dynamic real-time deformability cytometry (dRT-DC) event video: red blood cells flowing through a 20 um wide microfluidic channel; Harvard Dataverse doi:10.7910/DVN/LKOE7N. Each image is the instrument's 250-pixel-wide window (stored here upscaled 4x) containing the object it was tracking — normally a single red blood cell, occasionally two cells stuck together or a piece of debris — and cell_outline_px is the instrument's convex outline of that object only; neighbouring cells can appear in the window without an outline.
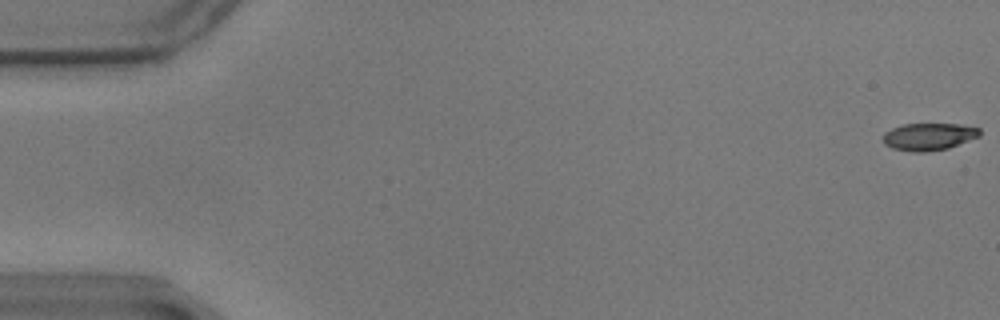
{"species": "common noctule bat (a hibernating species)", "species_latin": "Nyctalus noctula", "temperature_condition": "warm", "stored_images_in_passage": 59, "camera_frame_rate_fps": 3000, "um_per_image_px": 0.085, "animal": {"sex": "male", "body_mass_g": 17.9}, "frame": {"image": 1, "passage_image": 1, "time_ms": 0.0, "image_size_px": [1000, 320], "cell_outline_px": [[980, 136], [948, 148], [924, 152], [912, 152], [892, 148], [884, 144], [884, 132], [892, 128], [904, 124], [960, 124], [980, 128]], "centroid_in_image_um": [78.95, 11.61], "position_along_channel_um": 6.1, "area_um2": 15.32}}
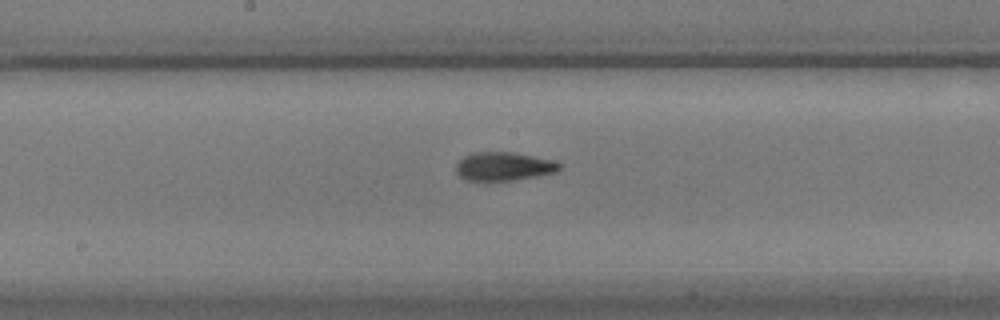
{"frame": {"image": 2, "passage_image": 31, "time_ms": 10.0, "image_size_px": [1000, 320], "cell_outline_px": [[560, 168], [556, 172], [536, 176], [512, 180], [468, 180], [460, 176], [456, 172], [456, 164], [464, 156], [472, 152], [512, 152], [552, 160], [560, 164]], "centroid_in_image_um": [42.79, 14.13], "position_along_channel_um": 205.4, "area_um2": 16.94}}
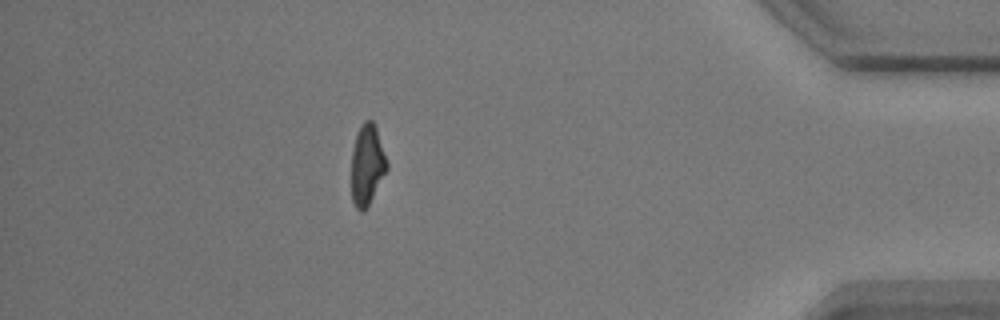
{"frame": {"image": 3, "passage_image": 52, "time_ms": 17.0, "image_size_px": [1000, 320], "cell_outline_px": [[388, 168], [368, 204], [360, 212], [356, 208], [352, 200], [352, 152], [356, 136], [360, 124], [364, 120], [372, 120], [376, 128], [388, 164]], "centroid_in_image_um": [31.2, 13.97], "position_along_channel_um": 404.0, "area_um2": 16.24}, "authors_computed_cell_mechanics": {"area_um2": 16.8198, "velocity_mm_per_s": 3.4769, "shape_relaxation_time_tau1_ms": 3.8158, "shape_relaxation_time_tau2_ms": 2.7424, "deformation_change_tau1": 0.1559, "deformation_change_tau2": 0.0997}}